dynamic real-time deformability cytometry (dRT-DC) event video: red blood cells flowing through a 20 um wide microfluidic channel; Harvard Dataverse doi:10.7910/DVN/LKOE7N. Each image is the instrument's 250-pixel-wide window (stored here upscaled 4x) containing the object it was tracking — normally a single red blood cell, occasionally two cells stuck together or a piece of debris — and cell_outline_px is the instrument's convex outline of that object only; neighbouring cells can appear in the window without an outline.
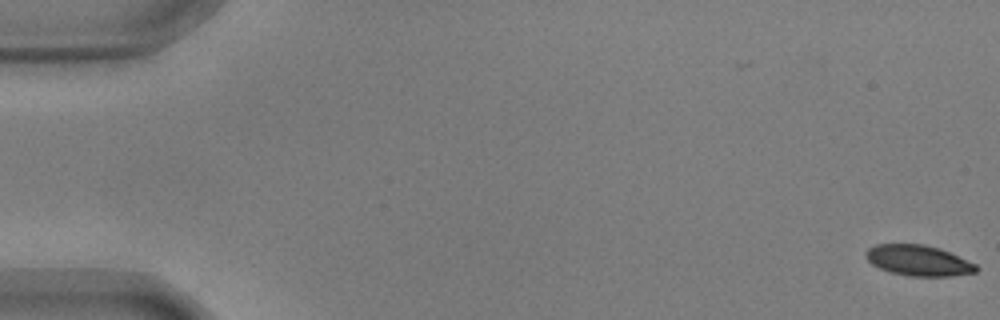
{"species": "common noctule bat (a hibernating species)", "species_latin": "Nyctalus noctula", "temperature_condition": "warm", "stored_images_in_passage": 56, "camera_frame_rate_fps": 3000, "um_per_image_px": 0.085, "animal": {"sex": "male", "body_mass_g": 17.9, "forearm_length_mm": 54.2}, "frame": {"image": 1, "passage_image": 1, "time_ms": 0.0, "image_size_px": [1000, 320], "cell_outline_px": [[980, 268], [976, 272], [952, 276], [908, 276], [892, 272], [880, 268], [872, 264], [868, 260], [864, 252], [868, 248], [876, 244], [924, 244], [940, 248], [976, 264]], "centroid_in_image_um": [78.08, 22.14], "position_along_channel_um": 6.9, "area_um2": 19.71}}
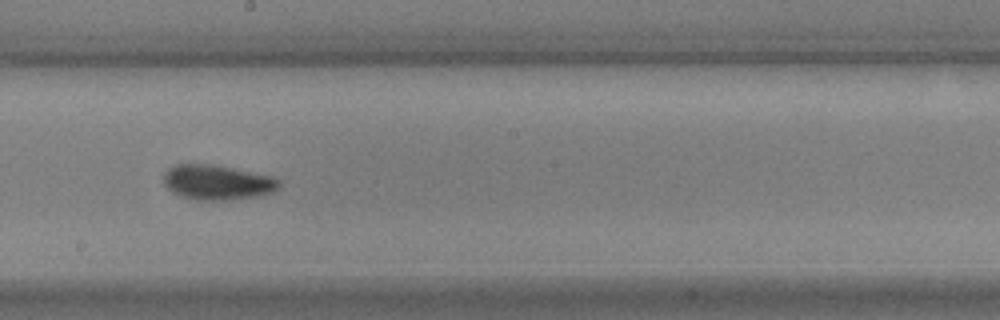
{"frame": {"image": 2, "passage_image": 32, "time_ms": 10.333, "image_size_px": [1000, 320], "cell_outline_px": [[280, 188], [272, 192], [256, 196], [224, 200], [196, 200], [180, 196], [172, 192], [164, 184], [164, 172], [168, 168], [176, 164], [216, 164], [272, 176], [280, 180]], "centroid_in_image_um": [18.46, 15.49], "position_along_channel_um": 229.7, "area_um2": 23.64}}
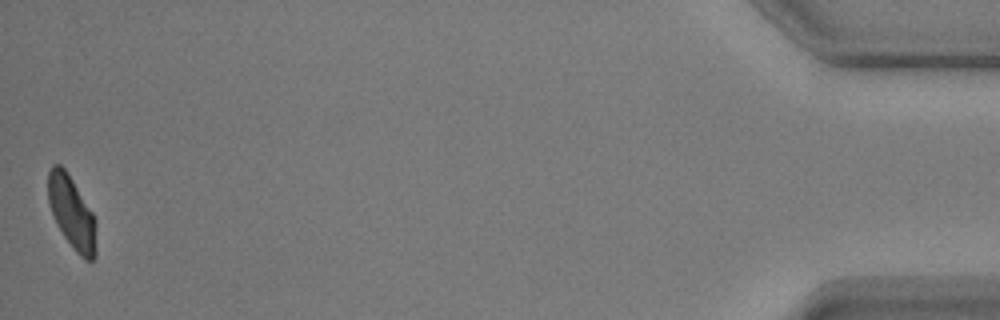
{"frame": {"image": 3, "passage_image": 56, "time_ms": 18.333, "image_size_px": [1000, 320], "cell_outline_px": [[96, 256], [92, 260], [84, 260], [76, 252], [64, 236], [56, 224], [48, 200], [48, 172], [52, 164], [60, 164], [64, 168], [72, 180], [92, 212], [96, 220]], "centroid_in_image_um": [6.11, 18.09], "position_along_channel_um": 429.1, "area_um2": 20.23}, "authors_computed_cell_mechanics": {"area_um2": 21.7039, "velocity_mm_per_s": 3.6253, "shape_relaxation_time_tau1_ms": 3.1408, "shape_relaxation_time_tau2_ms": 2.2082, "deformation_change_tau1": 0.1201, "deformation_change_tau2": 0.0503}}